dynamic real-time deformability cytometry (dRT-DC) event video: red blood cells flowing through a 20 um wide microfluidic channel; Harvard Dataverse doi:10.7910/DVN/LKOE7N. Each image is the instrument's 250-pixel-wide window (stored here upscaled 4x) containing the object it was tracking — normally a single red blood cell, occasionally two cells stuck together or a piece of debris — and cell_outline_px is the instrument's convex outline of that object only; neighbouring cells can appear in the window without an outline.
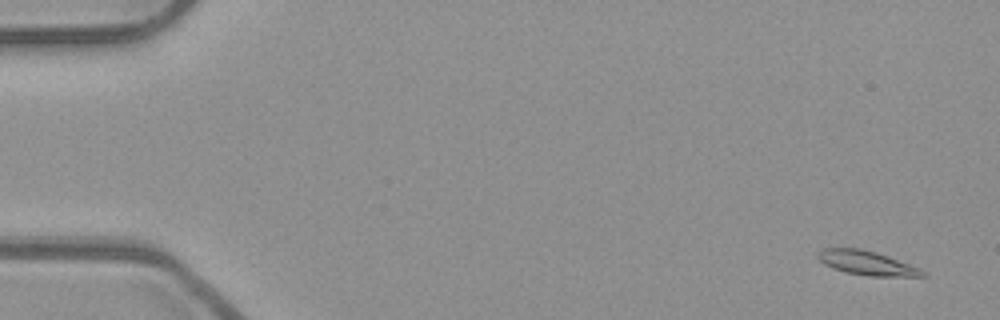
{"species": "common noctule bat (a hibernating species)", "species_latin": "Nyctalus noctula", "temperature_condition": "room temperature", "stored_images_in_passage": 54, "camera_frame_rate_fps": 3000, "um_per_image_px": 0.085, "animal": {"sex": "male", "body_mass_g": 23.1, "forearm_length_mm": 52.7}, "frame": {"image": 1, "passage_image": 3, "time_ms": 0.667, "image_size_px": [1000, 320], "cell_outline_px": [[928, 276], [868, 276], [844, 272], [832, 268], [824, 264], [816, 256], [824, 248], [860, 248], [876, 252], [920, 268]], "centroid_in_image_um": [73.66, 22.36], "position_along_channel_um": 11.3, "area_um2": 14.62}}
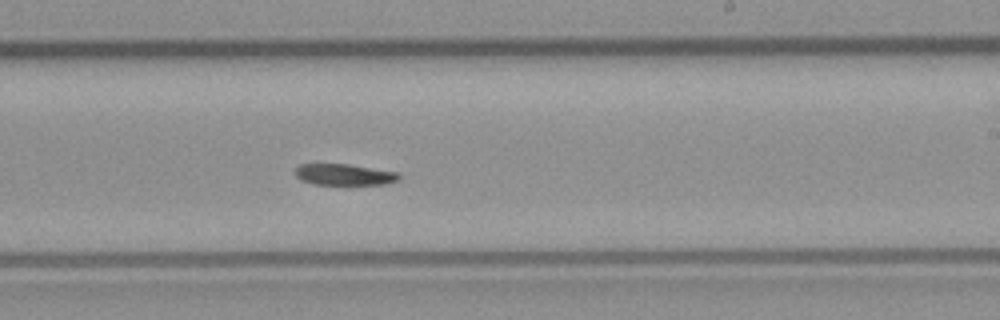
{"frame": {"image": 2, "passage_image": 33, "time_ms": 10.667, "image_size_px": [1000, 320], "cell_outline_px": [[400, 180], [384, 184], [312, 184], [300, 180], [296, 176], [296, 168], [300, 164], [348, 164], [400, 172]], "centroid_in_image_um": [29.29, 14.83], "position_along_channel_um": 259.7, "area_um2": 12.89}}
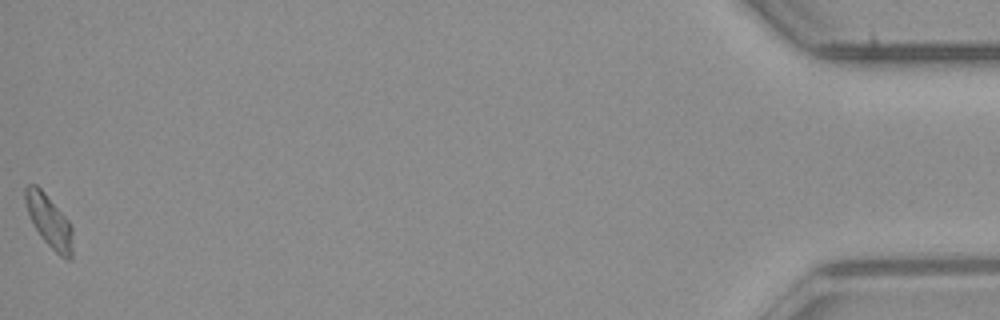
{"frame": {"image": 3, "passage_image": 54, "time_ms": 17.667, "image_size_px": [1000, 320], "cell_outline_px": [[72, 260], [68, 260], [60, 256], [40, 236], [28, 212], [24, 200], [24, 188], [28, 184], [36, 184], [44, 192], [68, 220], [72, 228]], "centroid_in_image_um": [4.18, 18.79], "position_along_channel_um": 431.0, "area_um2": 14.28}}